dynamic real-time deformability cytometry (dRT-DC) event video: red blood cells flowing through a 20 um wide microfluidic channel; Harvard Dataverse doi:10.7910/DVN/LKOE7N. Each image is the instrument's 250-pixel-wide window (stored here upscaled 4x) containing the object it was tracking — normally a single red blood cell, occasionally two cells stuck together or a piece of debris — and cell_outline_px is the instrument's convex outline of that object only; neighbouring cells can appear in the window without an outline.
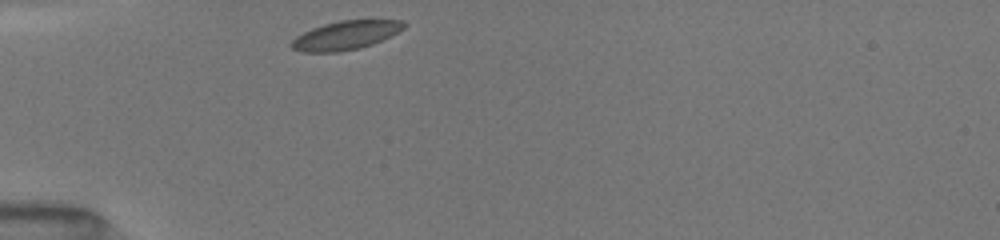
{"species": "common noctule bat (a hibernating species)", "species_latin": "Nyctalus noctula", "temperature_condition": "room temperature", "stored_images_in_passage": 29, "camera_frame_rate_fps": 3000, "um_per_image_px": 0.085, "animal": {"sex": "female", "body_mass_g": 19.5, "forearm_length_mm": 54.1}, "frame": {"image": 1, "passage_image": 1, "time_ms": 0.0, "image_size_px": [1000, 240], "cell_outline_px": [[408, 24], [404, 28], [372, 44], [360, 48], [336, 52], [300, 52], [292, 48], [288, 44], [296, 36], [312, 28], [324, 24], [340, 20], [404, 20]], "centroid_in_image_um": [29.34, 3.0], "position_along_channel_um": 55.7, "area_um2": 18.79}}
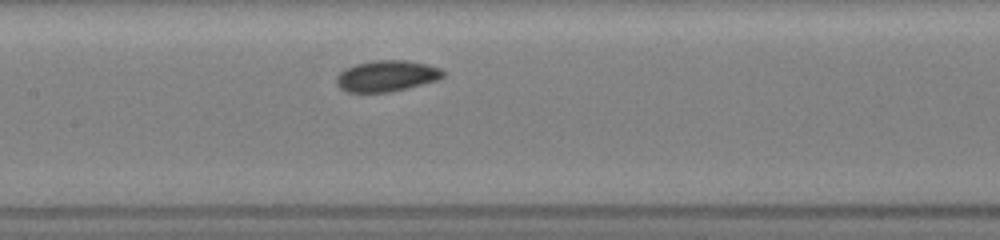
{"frame": {"image": 2, "passage_image": 11, "time_ms": 3.333, "image_size_px": [1000, 240], "cell_outline_px": [[444, 76], [436, 80], [408, 88], [392, 92], [348, 92], [340, 88], [336, 84], [336, 76], [344, 68], [356, 64], [372, 60], [408, 60], [440, 68], [444, 72]], "centroid_in_image_um": [32.83, 6.46], "position_along_channel_um": 174.6, "area_um2": 19.36}}
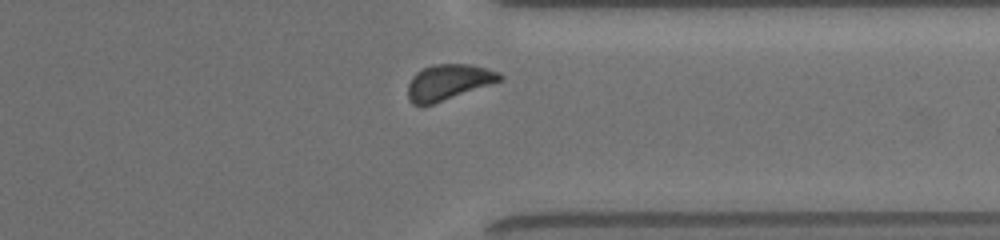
{"frame": {"image": 3, "passage_image": 26, "time_ms": 8.333, "image_size_px": [1000, 240], "cell_outline_px": [[504, 76], [500, 80], [432, 104], [412, 104], [408, 100], [408, 84], [412, 76], [416, 72], [432, 64], [472, 64], [500, 72]], "centroid_in_image_um": [38.08, 6.95], "position_along_channel_um": 373.3, "area_um2": 18.73}, "authors_computed_cell_mechanics": {"area_um2": 18.9006, "velocity_mm_per_s": 3.9783, "shape_relaxation_time_tau1_ms": 1.2412, "shape_relaxation_time_tau2_ms": null, "deformation_change_tau1": 0.0561, "deformation_change_tau2": null}}